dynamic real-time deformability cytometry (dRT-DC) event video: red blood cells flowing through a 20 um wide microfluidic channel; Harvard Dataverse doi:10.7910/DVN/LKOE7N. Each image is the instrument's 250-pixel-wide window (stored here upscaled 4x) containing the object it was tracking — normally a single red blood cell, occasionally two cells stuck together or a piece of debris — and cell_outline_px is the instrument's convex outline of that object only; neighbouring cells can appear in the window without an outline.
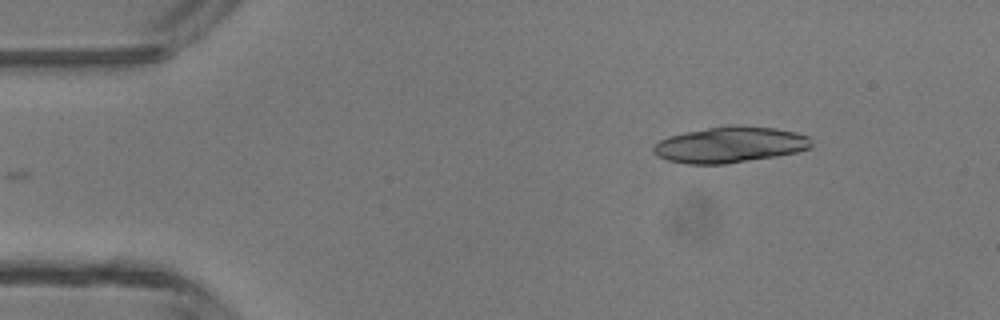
{"species": "common noctule bat (a hibernating species)", "species_latin": "Nyctalus noctula", "temperature_condition": "room temperature", "stored_images_in_passage": 3, "camera_frame_rate_fps": 3000, "um_per_image_px": 0.085, "animal": {"sex": "male", "body_mass_g": 13.3}, "frame": {"image": 1, "passage_image": 3, "time_ms": 2.333, "image_size_px": [1000, 320], "cell_outline_px": [[812, 148], [796, 152], [776, 156], [724, 164], [688, 164], [668, 160], [656, 156], [652, 152], [652, 148], [660, 140], [668, 136], [684, 132], [732, 124], [736, 124], [776, 128], [796, 132], [808, 136], [812, 144]], "centroid_in_image_um": [62.04, 12.29], "position_along_channel_um": 23.0, "area_um2": 33.29}}